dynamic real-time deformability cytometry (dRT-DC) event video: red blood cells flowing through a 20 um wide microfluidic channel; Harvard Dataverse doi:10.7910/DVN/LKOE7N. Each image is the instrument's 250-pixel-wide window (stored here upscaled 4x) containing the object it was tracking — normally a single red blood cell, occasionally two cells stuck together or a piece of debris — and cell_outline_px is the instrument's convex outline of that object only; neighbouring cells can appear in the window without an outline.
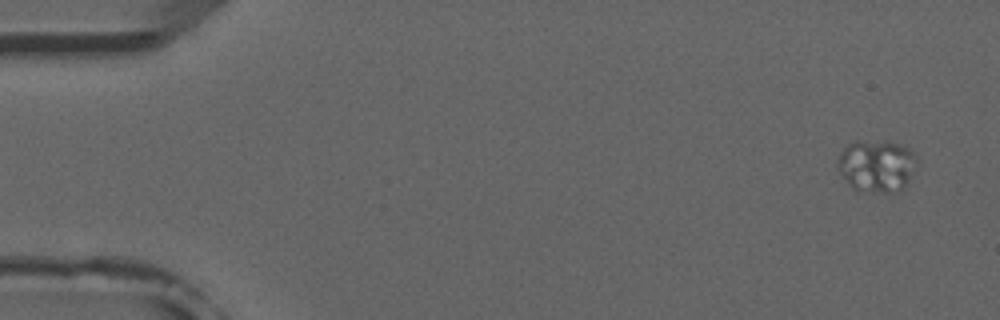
{"species": "common noctule bat (a hibernating species)", "species_latin": "Nyctalus noctula", "temperature_condition": "room temperature", "stored_images_in_passage": 4, "camera_frame_rate_fps": 3000, "um_per_image_px": 0.085, "animal": {"sex": "male", "forearm_length_mm": 52.5}, "frame": {"image": 1, "passage_image": 1, "time_ms": 0.0, "image_size_px": [1000, 320], "cell_outline_px": [[916, 160], [912, 172], [904, 188], [888, 192], [856, 192], [840, 172], [836, 164], [840, 152], [848, 144], [856, 140], [896, 144], [908, 148], [916, 156]], "centroid_in_image_um": [74.46, 14.11], "position_along_channel_um": 10.5, "area_um2": 23.64}}
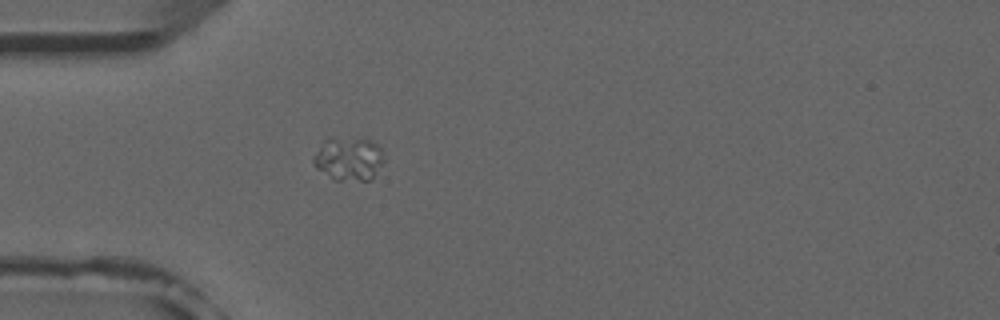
{"frame": {"image": 2, "passage_image": 4, "time_ms": 4.333, "image_size_px": [1000, 320], "cell_outline_px": [[384, 160], [372, 176], [368, 180], [332, 180], [316, 168], [312, 160], [312, 156], [324, 140], [328, 136], [364, 136], [372, 140], [384, 152]], "centroid_in_image_um": [29.6, 13.42], "position_along_channel_um": 55.4, "area_um2": 18.55}}